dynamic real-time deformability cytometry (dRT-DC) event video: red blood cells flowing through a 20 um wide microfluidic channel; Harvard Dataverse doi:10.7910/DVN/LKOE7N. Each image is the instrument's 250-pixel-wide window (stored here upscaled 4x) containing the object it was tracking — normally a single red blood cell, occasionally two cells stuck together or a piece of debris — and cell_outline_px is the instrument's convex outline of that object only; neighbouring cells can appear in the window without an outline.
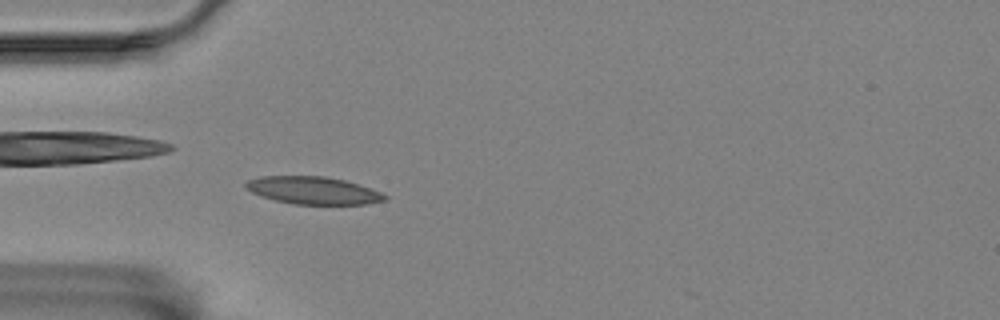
{"species": "Egyptian fruit bat (a non-hibernating species)", "species_latin": "Rousettus aegyptiacus", "temperature_condition": "room temperature", "stored_images_in_passage": 11, "camera_frame_rate_fps": 3000, "um_per_image_px": 0.085, "animal": {"sex": "female"}, "frame": {"image": 1, "passage_image": 1, "time_ms": 0.0, "image_size_px": [1000, 320], "cell_outline_px": [[388, 200], [368, 204], [292, 204], [260, 196], [244, 188], [244, 184], [248, 180], [260, 176], [324, 176], [344, 180], [380, 192], [388, 196]], "centroid_in_image_um": [26.59, 16.19], "position_along_channel_um": 58.4, "area_um2": 22.25}}
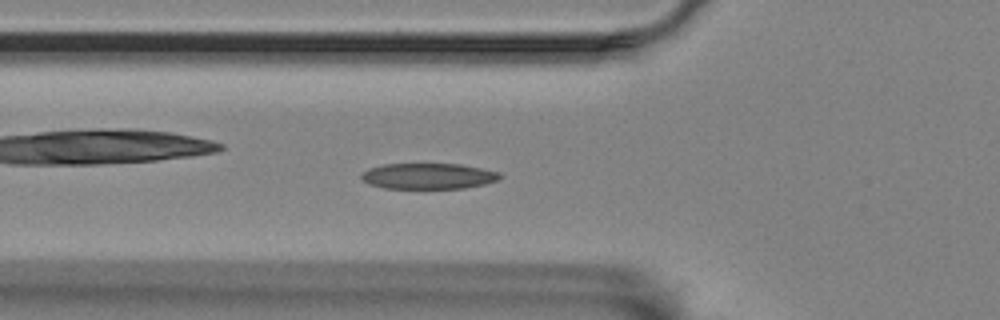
{"frame": {"image": 2, "passage_image": 4, "time_ms": 1.0, "image_size_px": [1000, 320], "cell_outline_px": [[504, 176], [496, 180], [484, 184], [464, 188], [384, 188], [368, 184], [360, 176], [368, 168], [384, 164], [460, 164], [500, 172]], "centroid_in_image_um": [36.41, 14.96], "position_along_channel_um": 89.4, "area_um2": 20.75}}
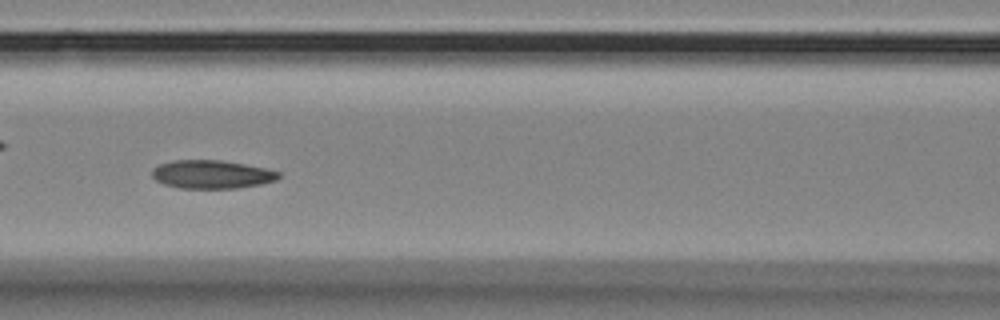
{"frame": {"image": 3, "passage_image": 9, "time_ms": 2.667, "image_size_px": [1000, 320], "cell_outline_px": [[280, 176], [276, 180], [260, 184], [236, 188], [180, 188], [164, 184], [156, 180], [152, 176], [152, 168], [160, 164], [172, 160], [220, 160], [244, 164], [264, 168], [280, 172]], "centroid_in_image_um": [17.97, 14.82], "position_along_channel_um": 148.6, "area_um2": 20.81}}